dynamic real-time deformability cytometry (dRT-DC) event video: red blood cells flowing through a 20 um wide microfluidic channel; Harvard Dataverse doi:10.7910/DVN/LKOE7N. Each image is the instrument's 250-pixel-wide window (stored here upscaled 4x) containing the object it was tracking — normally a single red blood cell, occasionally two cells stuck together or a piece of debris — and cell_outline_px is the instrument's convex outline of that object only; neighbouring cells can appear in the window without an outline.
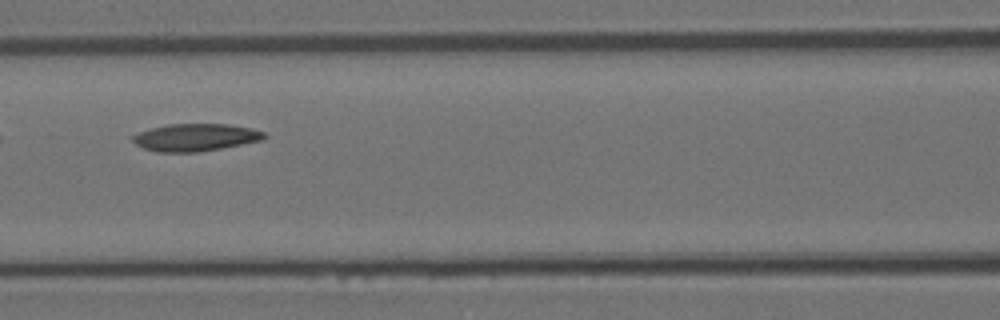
{"species": "Egyptian fruit bat (a non-hibernating species)", "species_latin": "Rousettus aegyptiacus", "temperature_condition": "room temperature", "stored_images_in_passage": 7, "camera_frame_rate_fps": 3000, "um_per_image_px": 0.085, "animal": {"sex": "female"}, "frame": {"image": 1, "passage_image": 6, "time_ms": 6.0, "image_size_px": [1000, 320], "cell_outline_px": [[268, 136], [264, 140], [220, 148], [196, 152], [156, 152], [144, 148], [136, 144], [128, 136], [152, 128], [168, 124], [228, 124], [252, 128], [264, 132]], "centroid_in_image_um": [16.62, 11.67], "position_along_channel_um": 150.0, "area_um2": 21.04}}